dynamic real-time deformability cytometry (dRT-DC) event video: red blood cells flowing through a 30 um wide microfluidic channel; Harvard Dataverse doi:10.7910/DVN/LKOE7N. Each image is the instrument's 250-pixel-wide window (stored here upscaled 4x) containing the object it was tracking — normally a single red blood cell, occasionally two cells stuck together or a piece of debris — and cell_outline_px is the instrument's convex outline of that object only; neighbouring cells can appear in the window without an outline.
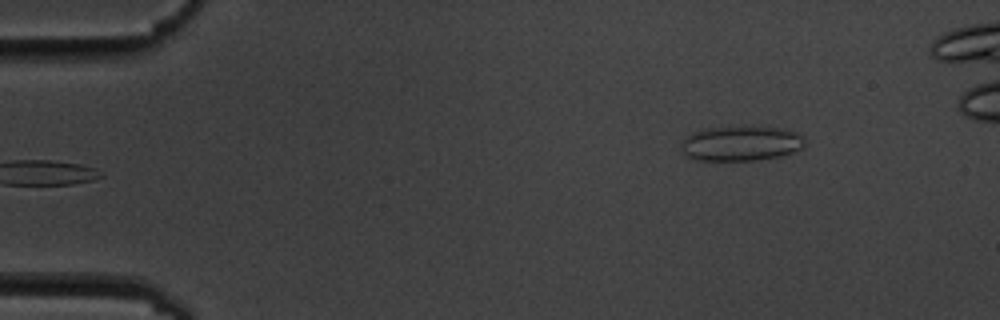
{"species": "common noctule bat (a hibernating species)", "species_latin": "Nyctalus noctula", "temperature_condition": "cold", "stored_images_in_passage": 6, "camera_frame_rate_fps": 3000, "um_per_image_px": 0.085, "animal": {"sex": "male", "body_mass_g": 19.5, "forearm_length_mm": 54.6}, "frame": {"image": 1, "passage_image": 6, "time_ms": 5.667, "image_size_px": [1000, 320], "cell_outline_px": [[804, 148], [780, 156], [756, 160], [696, 160], [688, 156], [684, 152], [684, 140], [692, 132], [708, 128], [784, 128], [796, 132], [804, 136]], "centroid_in_image_um": [63.05, 12.21], "position_along_channel_um": 21.9, "area_um2": 24.51}}